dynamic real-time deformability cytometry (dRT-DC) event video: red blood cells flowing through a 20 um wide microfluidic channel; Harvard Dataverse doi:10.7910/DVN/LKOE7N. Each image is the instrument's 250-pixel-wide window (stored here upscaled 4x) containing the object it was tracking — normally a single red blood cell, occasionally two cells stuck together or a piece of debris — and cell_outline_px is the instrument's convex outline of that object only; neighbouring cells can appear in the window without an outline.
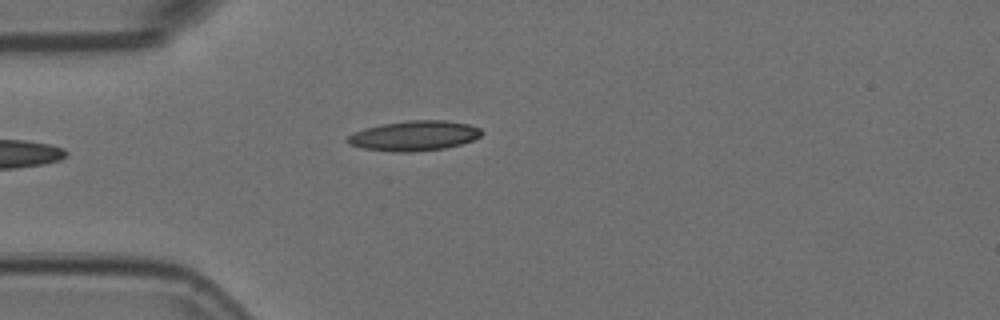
{"species": "Egyptian fruit bat (a non-hibernating species)", "species_latin": "Rousettus aegyptiacus", "temperature_condition": "room temperature", "stored_images_in_passage": 4, "camera_frame_rate_fps": 3000, "um_per_image_px": 0.085, "animal": {"sex": "female"}, "frame": {"image": 1, "passage_image": 3, "time_ms": 0.667, "image_size_px": [1000, 320], "cell_outline_px": [[484, 132], [480, 136], [472, 140], [460, 144], [444, 148], [408, 152], [392, 152], [364, 148], [348, 144], [344, 140], [348, 136], [364, 128], [380, 124], [408, 120], [444, 120], [468, 124], [480, 128]], "centroid_in_image_um": [35.19, 11.53], "position_along_channel_um": 49.8, "area_um2": 23.41}}